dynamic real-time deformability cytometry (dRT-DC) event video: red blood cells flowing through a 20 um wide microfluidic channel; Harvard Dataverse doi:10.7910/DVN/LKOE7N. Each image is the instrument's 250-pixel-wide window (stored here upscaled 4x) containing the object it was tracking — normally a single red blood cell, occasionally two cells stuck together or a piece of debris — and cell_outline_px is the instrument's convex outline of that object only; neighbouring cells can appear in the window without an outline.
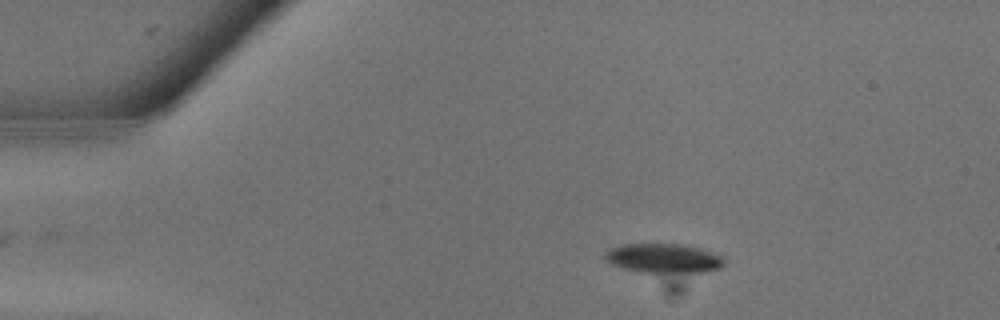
{"species": "common noctule bat (a hibernating species)", "species_latin": "Nyctalus noctula", "temperature_condition": "warm", "stored_images_in_passage": 11, "camera_frame_rate_fps": 3000, "um_per_image_px": 0.085, "animal": {"sex": "male", "body_mass_g": 13.3}, "frame": {"image": 1, "passage_image": 1, "time_ms": 0.0, "image_size_px": [1000, 320], "cell_outline_px": [[724, 264], [720, 268], [700, 272], [640, 272], [624, 268], [612, 264], [604, 256], [604, 252], [620, 244], [684, 244], [700, 248], [724, 256]], "centroid_in_image_um": [56.42, 21.94], "position_along_channel_um": 28.6, "area_um2": 20.29}}
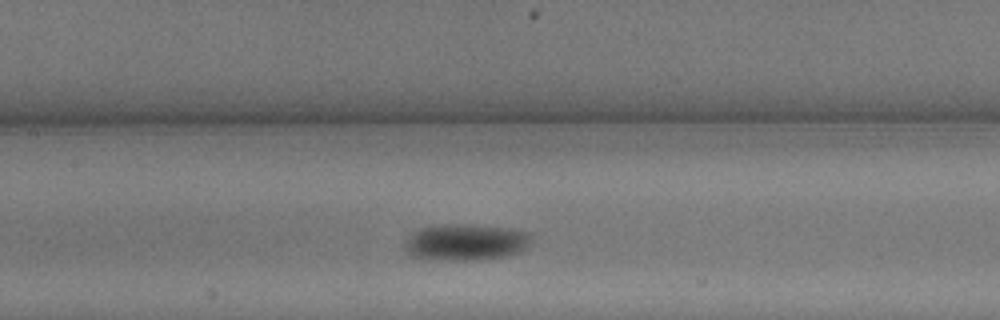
{"frame": {"image": 2, "passage_image": 9, "time_ms": 2.667, "image_size_px": [1000, 320], "cell_outline_px": [[532, 240], [528, 248], [520, 252], [508, 256], [480, 260], [452, 260], [412, 256], [404, 248], [404, 240], [412, 232], [420, 228], [440, 224], [472, 224], [508, 228], [528, 232], [532, 236]], "centroid_in_image_um": [39.62, 20.57], "position_along_channel_um": 167.8, "area_um2": 27.28}}
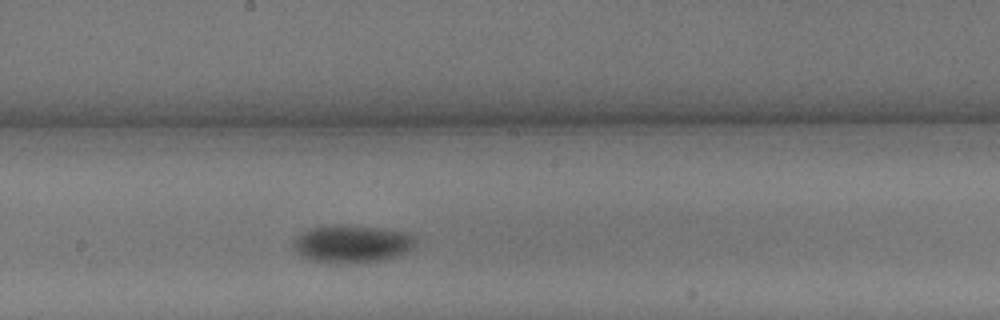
{"frame": {"image": 3, "passage_image": 11, "time_ms": 3.333, "image_size_px": [1000, 320], "cell_outline_px": [[416, 236], [408, 252], [400, 256], [384, 260], [308, 260], [300, 256], [292, 248], [292, 244], [296, 236], [300, 232], [308, 228], [336, 224], [344, 224], [380, 228], [408, 232]], "centroid_in_image_um": [29.89, 20.66], "position_along_channel_um": 218.3, "area_um2": 26.36}}